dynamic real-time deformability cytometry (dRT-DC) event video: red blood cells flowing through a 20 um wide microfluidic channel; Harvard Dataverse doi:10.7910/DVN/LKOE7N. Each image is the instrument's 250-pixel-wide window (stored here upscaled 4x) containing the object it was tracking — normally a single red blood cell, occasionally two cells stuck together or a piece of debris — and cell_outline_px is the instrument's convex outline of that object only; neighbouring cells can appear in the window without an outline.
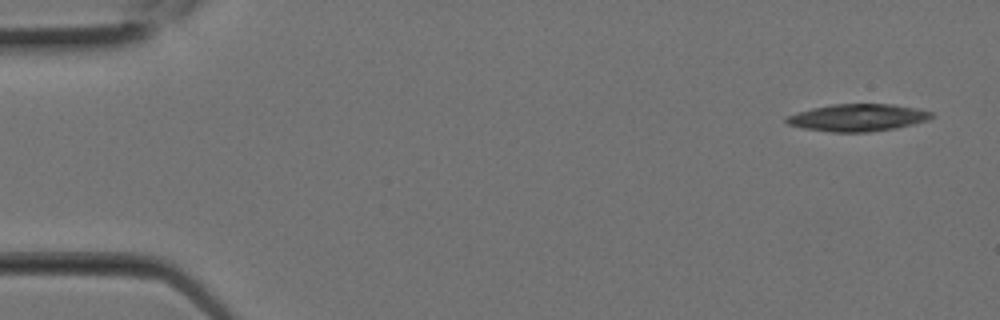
{"species": "Egyptian fruit bat (a non-hibernating species)", "species_latin": "Rousettus aegyptiacus", "temperature_condition": "room temperature", "stored_images_in_passage": 2, "segment_of_instrument_passage": [2, 2], "camera_frame_rate_fps": 3000, "um_per_image_px": 0.085, "animal": {"sex": "female"}, "frame": {"image": 1, "passage_image": 2, "time_ms": 0.333, "image_size_px": [1000, 320], "cell_outline_px": [[932, 116], [928, 120], [896, 128], [868, 132], [832, 132], [804, 128], [788, 124], [784, 120], [784, 116], [796, 112], [812, 108], [832, 104], [892, 104], [916, 108], [932, 112]], "centroid_in_image_um": [72.86, 9.99], "position_along_channel_um": 12.1, "area_um2": 23.0}}